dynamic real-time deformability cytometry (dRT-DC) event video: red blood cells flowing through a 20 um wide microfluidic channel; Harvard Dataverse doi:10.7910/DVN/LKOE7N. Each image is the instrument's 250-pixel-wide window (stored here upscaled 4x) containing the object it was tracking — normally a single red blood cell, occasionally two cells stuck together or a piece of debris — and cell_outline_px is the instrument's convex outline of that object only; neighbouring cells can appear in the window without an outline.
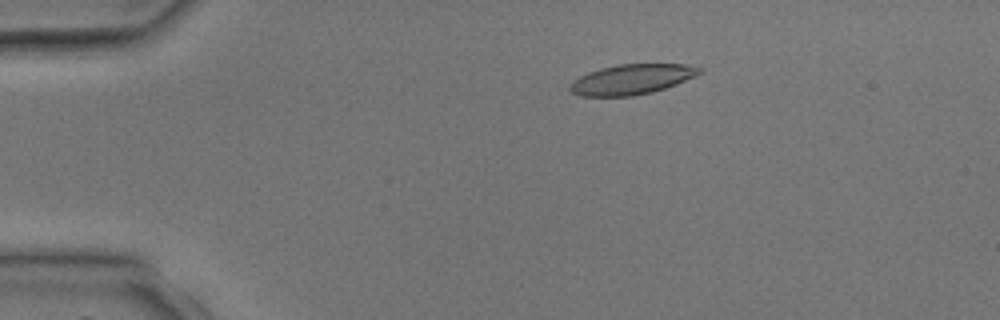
{"species": "common noctule bat (a hibernating species)", "species_latin": "Nyctalus noctula", "temperature_condition": "room temperature", "stored_images_in_passage": 3, "camera_frame_rate_fps": 3000, "um_per_image_px": 0.085, "animal": {"sex": "male", "body_mass_g": 17.9, "forearm_length_mm": 54.2}, "frame": {"image": 1, "passage_image": 3, "time_ms": 2.0, "image_size_px": [1000, 320], "cell_outline_px": [[704, 72], [676, 84], [652, 92], [632, 96], [580, 96], [572, 92], [568, 88], [580, 76], [588, 72], [600, 68], [616, 64], [684, 64], [704, 68]], "centroid_in_image_um": [53.73, 6.73], "position_along_channel_um": 31.3, "area_um2": 22.66}}